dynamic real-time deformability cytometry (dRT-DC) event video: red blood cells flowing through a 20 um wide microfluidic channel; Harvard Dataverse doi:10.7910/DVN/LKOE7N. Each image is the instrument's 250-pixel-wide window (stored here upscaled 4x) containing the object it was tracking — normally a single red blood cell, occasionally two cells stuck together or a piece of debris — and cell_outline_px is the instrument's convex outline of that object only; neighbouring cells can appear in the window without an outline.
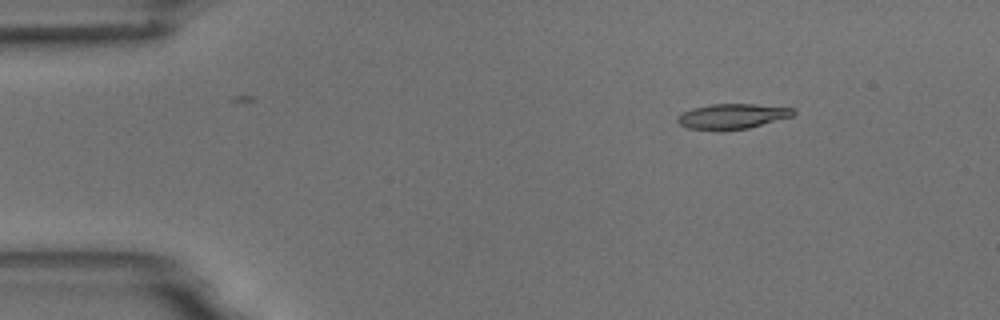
{"species": "common noctule bat (a hibernating species)", "species_latin": "Nyctalus noctula", "temperature_condition": "room temperature", "stored_images_in_passage": 8, "camera_frame_rate_fps": 3000, "um_per_image_px": 0.085, "animal": {"sex": "male", "body_mass_g": 18.8}, "frame": {"image": 1, "passage_image": 1, "time_ms": 0.0, "image_size_px": [1000, 320], "cell_outline_px": [[796, 112], [792, 116], [748, 128], [688, 128], [680, 124], [676, 120], [676, 116], [680, 112], [692, 108], [712, 104], [756, 104], [796, 108]], "centroid_in_image_um": [62.26, 9.84], "position_along_channel_um": 22.7, "area_um2": 16.53}}
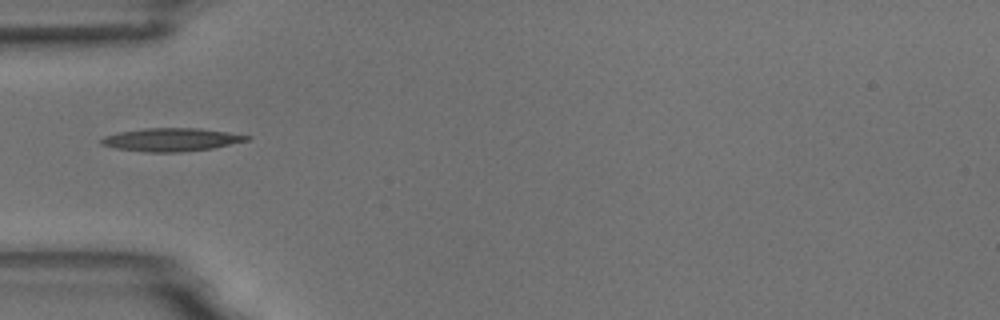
{"frame": {"image": 2, "passage_image": 4, "time_ms": 3.333, "image_size_px": [1000, 320], "cell_outline_px": [[252, 136], [248, 140], [212, 148], [180, 152], [144, 152], [116, 148], [100, 144], [100, 140], [104, 136], [120, 132], [144, 128], [200, 128], [228, 132]], "centroid_in_image_um": [14.55, 11.87], "position_along_channel_um": 70.4, "area_um2": 19.54}}
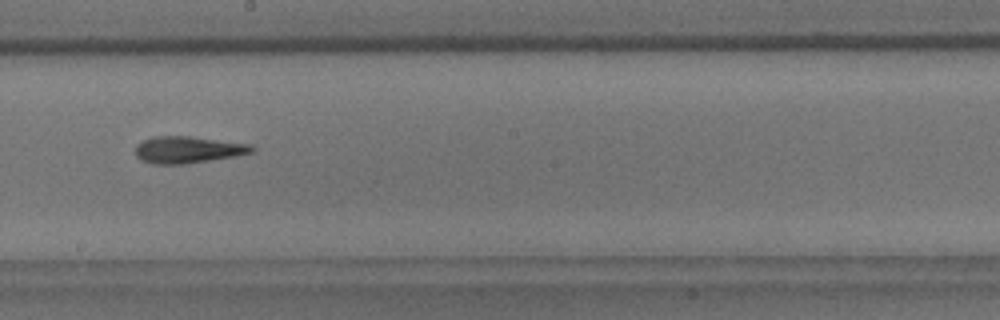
{"frame": {"image": 3, "passage_image": 8, "time_ms": 7.667, "image_size_px": [1000, 320], "cell_outline_px": [[256, 148], [252, 152], [236, 156], [184, 164], [152, 164], [140, 160], [136, 156], [136, 144], [152, 136], [188, 136], [252, 144]], "centroid_in_image_um": [15.96, 12.72], "position_along_channel_um": 232.2, "area_um2": 18.26}}